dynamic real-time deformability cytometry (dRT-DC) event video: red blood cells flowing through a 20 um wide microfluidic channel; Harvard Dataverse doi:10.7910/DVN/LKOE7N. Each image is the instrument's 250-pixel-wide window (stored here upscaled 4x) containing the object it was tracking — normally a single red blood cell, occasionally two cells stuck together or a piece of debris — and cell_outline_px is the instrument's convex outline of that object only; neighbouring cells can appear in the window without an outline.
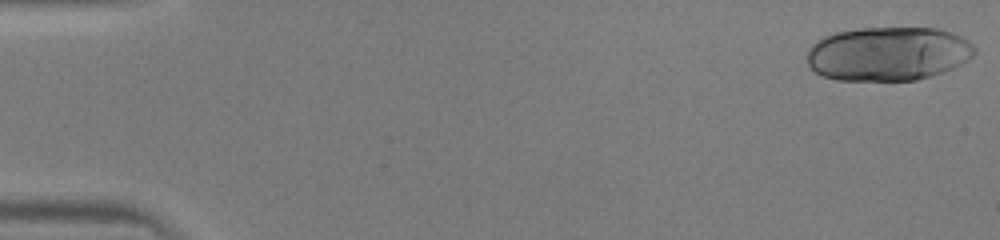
{"species": "human", "species_latin": "Homo sapiens", "temperature_condition": "warm", "stored_images_in_passage": 35, "segment_of_instrument_passage": [1, 2], "camera_frame_rate_fps": 3000, "um_per_image_px": 0.085, "donor": {"sex": "male"}, "frame": {"image": 1, "passage_image": 1, "time_ms": 0.0, "image_size_px": [1000, 240], "cell_outline_px": [[976, 52], [968, 60], [952, 68], [932, 76], [916, 80], [836, 80], [820, 76], [808, 64], [808, 48], [816, 40], [824, 36], [836, 32], [860, 28], [940, 28], [952, 32], [968, 40], [976, 48]], "centroid_in_image_um": [75.49, 4.56], "position_along_channel_um": 9.5, "area_um2": 53.0}}
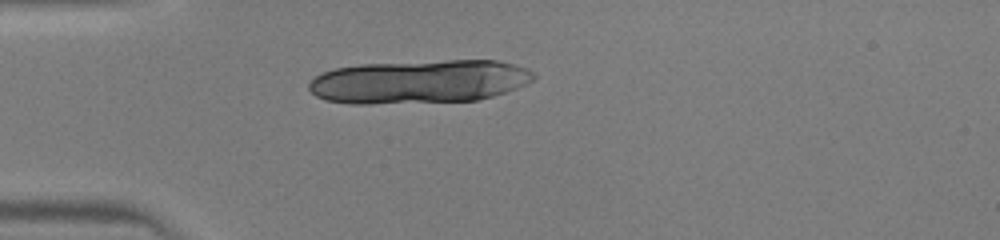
{"frame": {"image": 2, "passage_image": 13, "time_ms": 4.0, "image_size_px": [1000, 240], "cell_outline_px": [[536, 76], [528, 84], [508, 92], [476, 100], [372, 104], [348, 104], [324, 100], [316, 96], [308, 88], [308, 84], [316, 76], [324, 72], [336, 68], [360, 64], [448, 60], [496, 60], [528, 68]], "centroid_in_image_um": [35.65, 6.94], "position_along_channel_um": 49.4, "area_um2": 57.28}}